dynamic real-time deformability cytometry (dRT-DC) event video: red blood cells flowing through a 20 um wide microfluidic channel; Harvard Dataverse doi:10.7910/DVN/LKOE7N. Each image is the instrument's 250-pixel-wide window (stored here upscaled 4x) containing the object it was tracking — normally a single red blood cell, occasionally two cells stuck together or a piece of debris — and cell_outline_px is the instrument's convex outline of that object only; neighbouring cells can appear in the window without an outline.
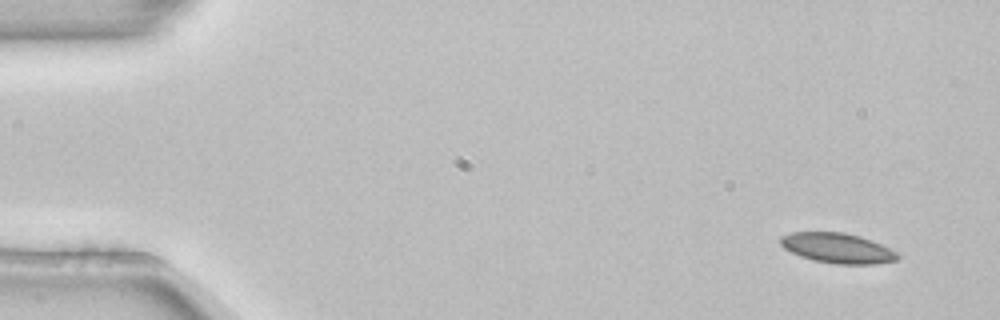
{"species": "common noctule bat (a hibernating species)", "species_latin": "Nyctalus noctula", "temperature_condition": "room temperature", "stored_images_in_passage": 5, "segment_of_instrument_passage": [1, 2], "camera_frame_rate_fps": 3000, "um_per_image_px": 0.085, "animal": {"sex": "female", "body_mass_g": 22.7, "forearm_length_mm": 54.2}, "frame": {"image": 1, "passage_image": 1, "time_ms": 0.0, "image_size_px": [1000, 320], "cell_outline_px": [[900, 256], [896, 260], [872, 264], [836, 264], [812, 260], [800, 256], [784, 248], [780, 244], [780, 236], [792, 232], [844, 232], [860, 236], [872, 240], [896, 252]], "centroid_in_image_um": [71.15, 21.08], "position_along_channel_um": 13.8, "area_um2": 20.46}}